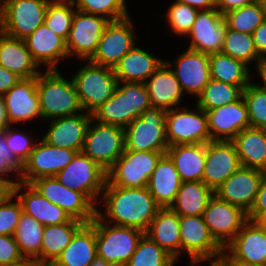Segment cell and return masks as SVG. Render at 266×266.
Instances as JSON below:
<instances>
[{
    "instance_id": "54",
    "label": "cell",
    "mask_w": 266,
    "mask_h": 266,
    "mask_svg": "<svg viewBox=\"0 0 266 266\" xmlns=\"http://www.w3.org/2000/svg\"><path fill=\"white\" fill-rule=\"evenodd\" d=\"M252 35L258 54L266 61V18Z\"/></svg>"
},
{
    "instance_id": "41",
    "label": "cell",
    "mask_w": 266,
    "mask_h": 266,
    "mask_svg": "<svg viewBox=\"0 0 266 266\" xmlns=\"http://www.w3.org/2000/svg\"><path fill=\"white\" fill-rule=\"evenodd\" d=\"M221 52L244 62L246 65L254 60L257 64L256 67H258L265 61L256 50L252 34L229 28L226 29Z\"/></svg>"
},
{
    "instance_id": "33",
    "label": "cell",
    "mask_w": 266,
    "mask_h": 266,
    "mask_svg": "<svg viewBox=\"0 0 266 266\" xmlns=\"http://www.w3.org/2000/svg\"><path fill=\"white\" fill-rule=\"evenodd\" d=\"M165 62L148 51L134 46L113 68L118 82H142L146 80Z\"/></svg>"
},
{
    "instance_id": "66",
    "label": "cell",
    "mask_w": 266,
    "mask_h": 266,
    "mask_svg": "<svg viewBox=\"0 0 266 266\" xmlns=\"http://www.w3.org/2000/svg\"><path fill=\"white\" fill-rule=\"evenodd\" d=\"M261 222L266 226V217Z\"/></svg>"
},
{
    "instance_id": "23",
    "label": "cell",
    "mask_w": 266,
    "mask_h": 266,
    "mask_svg": "<svg viewBox=\"0 0 266 266\" xmlns=\"http://www.w3.org/2000/svg\"><path fill=\"white\" fill-rule=\"evenodd\" d=\"M91 119L92 115L87 112L55 118L42 139L50 145L80 152Z\"/></svg>"
},
{
    "instance_id": "10",
    "label": "cell",
    "mask_w": 266,
    "mask_h": 266,
    "mask_svg": "<svg viewBox=\"0 0 266 266\" xmlns=\"http://www.w3.org/2000/svg\"><path fill=\"white\" fill-rule=\"evenodd\" d=\"M47 8L43 0H5L0 8L2 33L24 40L44 23Z\"/></svg>"
},
{
    "instance_id": "56",
    "label": "cell",
    "mask_w": 266,
    "mask_h": 266,
    "mask_svg": "<svg viewBox=\"0 0 266 266\" xmlns=\"http://www.w3.org/2000/svg\"><path fill=\"white\" fill-rule=\"evenodd\" d=\"M226 248L222 249V252L219 254L218 258L225 264V266H259L249 262H245L235 258L228 250L225 253Z\"/></svg>"
},
{
    "instance_id": "64",
    "label": "cell",
    "mask_w": 266,
    "mask_h": 266,
    "mask_svg": "<svg viewBox=\"0 0 266 266\" xmlns=\"http://www.w3.org/2000/svg\"><path fill=\"white\" fill-rule=\"evenodd\" d=\"M209 266H225V264L217 257Z\"/></svg>"
},
{
    "instance_id": "47",
    "label": "cell",
    "mask_w": 266,
    "mask_h": 266,
    "mask_svg": "<svg viewBox=\"0 0 266 266\" xmlns=\"http://www.w3.org/2000/svg\"><path fill=\"white\" fill-rule=\"evenodd\" d=\"M74 5L49 6L46 11L44 23L56 34L67 40L76 11Z\"/></svg>"
},
{
    "instance_id": "53",
    "label": "cell",
    "mask_w": 266,
    "mask_h": 266,
    "mask_svg": "<svg viewBox=\"0 0 266 266\" xmlns=\"http://www.w3.org/2000/svg\"><path fill=\"white\" fill-rule=\"evenodd\" d=\"M22 78L0 65V96L7 93Z\"/></svg>"
},
{
    "instance_id": "44",
    "label": "cell",
    "mask_w": 266,
    "mask_h": 266,
    "mask_svg": "<svg viewBox=\"0 0 266 266\" xmlns=\"http://www.w3.org/2000/svg\"><path fill=\"white\" fill-rule=\"evenodd\" d=\"M126 0H75L76 10L118 21L129 17Z\"/></svg>"
},
{
    "instance_id": "59",
    "label": "cell",
    "mask_w": 266,
    "mask_h": 266,
    "mask_svg": "<svg viewBox=\"0 0 266 266\" xmlns=\"http://www.w3.org/2000/svg\"><path fill=\"white\" fill-rule=\"evenodd\" d=\"M257 68V73L263 80V85H257L259 88H261L264 92H266V61L261 63Z\"/></svg>"
},
{
    "instance_id": "68",
    "label": "cell",
    "mask_w": 266,
    "mask_h": 266,
    "mask_svg": "<svg viewBox=\"0 0 266 266\" xmlns=\"http://www.w3.org/2000/svg\"><path fill=\"white\" fill-rule=\"evenodd\" d=\"M2 33L1 31V14H0V34Z\"/></svg>"
},
{
    "instance_id": "15",
    "label": "cell",
    "mask_w": 266,
    "mask_h": 266,
    "mask_svg": "<svg viewBox=\"0 0 266 266\" xmlns=\"http://www.w3.org/2000/svg\"><path fill=\"white\" fill-rule=\"evenodd\" d=\"M181 251H186L190 262L198 264L217 258L222 247L211 236L203 216H179Z\"/></svg>"
},
{
    "instance_id": "37",
    "label": "cell",
    "mask_w": 266,
    "mask_h": 266,
    "mask_svg": "<svg viewBox=\"0 0 266 266\" xmlns=\"http://www.w3.org/2000/svg\"><path fill=\"white\" fill-rule=\"evenodd\" d=\"M214 191L202 181L182 182L170 208L179 216H202Z\"/></svg>"
},
{
    "instance_id": "32",
    "label": "cell",
    "mask_w": 266,
    "mask_h": 266,
    "mask_svg": "<svg viewBox=\"0 0 266 266\" xmlns=\"http://www.w3.org/2000/svg\"><path fill=\"white\" fill-rule=\"evenodd\" d=\"M97 257L96 227L84 224L50 266H90Z\"/></svg>"
},
{
    "instance_id": "35",
    "label": "cell",
    "mask_w": 266,
    "mask_h": 266,
    "mask_svg": "<svg viewBox=\"0 0 266 266\" xmlns=\"http://www.w3.org/2000/svg\"><path fill=\"white\" fill-rule=\"evenodd\" d=\"M242 167L266 172V129L248 127L232 140Z\"/></svg>"
},
{
    "instance_id": "20",
    "label": "cell",
    "mask_w": 266,
    "mask_h": 266,
    "mask_svg": "<svg viewBox=\"0 0 266 266\" xmlns=\"http://www.w3.org/2000/svg\"><path fill=\"white\" fill-rule=\"evenodd\" d=\"M226 29L223 15L216 8L198 11L188 34L192 39L188 49L206 54L221 52Z\"/></svg>"
},
{
    "instance_id": "51",
    "label": "cell",
    "mask_w": 266,
    "mask_h": 266,
    "mask_svg": "<svg viewBox=\"0 0 266 266\" xmlns=\"http://www.w3.org/2000/svg\"><path fill=\"white\" fill-rule=\"evenodd\" d=\"M23 259L14 236L0 235V266L17 263Z\"/></svg>"
},
{
    "instance_id": "34",
    "label": "cell",
    "mask_w": 266,
    "mask_h": 266,
    "mask_svg": "<svg viewBox=\"0 0 266 266\" xmlns=\"http://www.w3.org/2000/svg\"><path fill=\"white\" fill-rule=\"evenodd\" d=\"M166 154L173 161L182 182L202 181L206 162V144L169 146Z\"/></svg>"
},
{
    "instance_id": "30",
    "label": "cell",
    "mask_w": 266,
    "mask_h": 266,
    "mask_svg": "<svg viewBox=\"0 0 266 266\" xmlns=\"http://www.w3.org/2000/svg\"><path fill=\"white\" fill-rule=\"evenodd\" d=\"M181 179L173 161L167 154L158 160L147 188L161 208L170 207L176 199Z\"/></svg>"
},
{
    "instance_id": "63",
    "label": "cell",
    "mask_w": 266,
    "mask_h": 266,
    "mask_svg": "<svg viewBox=\"0 0 266 266\" xmlns=\"http://www.w3.org/2000/svg\"><path fill=\"white\" fill-rule=\"evenodd\" d=\"M90 266H113L110 263L106 262L104 259L96 257Z\"/></svg>"
},
{
    "instance_id": "48",
    "label": "cell",
    "mask_w": 266,
    "mask_h": 266,
    "mask_svg": "<svg viewBox=\"0 0 266 266\" xmlns=\"http://www.w3.org/2000/svg\"><path fill=\"white\" fill-rule=\"evenodd\" d=\"M13 198H16V202L12 201ZM22 213L21 203L11 193L0 203V235L13 236Z\"/></svg>"
},
{
    "instance_id": "46",
    "label": "cell",
    "mask_w": 266,
    "mask_h": 266,
    "mask_svg": "<svg viewBox=\"0 0 266 266\" xmlns=\"http://www.w3.org/2000/svg\"><path fill=\"white\" fill-rule=\"evenodd\" d=\"M199 10L175 1L167 11L168 24L176 35L188 36Z\"/></svg>"
},
{
    "instance_id": "16",
    "label": "cell",
    "mask_w": 266,
    "mask_h": 266,
    "mask_svg": "<svg viewBox=\"0 0 266 266\" xmlns=\"http://www.w3.org/2000/svg\"><path fill=\"white\" fill-rule=\"evenodd\" d=\"M75 154L74 150L50 145L42 139L36 142L29 158L23 163L19 181L30 184L41 177L55 176L71 162Z\"/></svg>"
},
{
    "instance_id": "2",
    "label": "cell",
    "mask_w": 266,
    "mask_h": 266,
    "mask_svg": "<svg viewBox=\"0 0 266 266\" xmlns=\"http://www.w3.org/2000/svg\"><path fill=\"white\" fill-rule=\"evenodd\" d=\"M149 106L150 97L145 83L118 82L113 95L92 114V118L102 124L125 128Z\"/></svg>"
},
{
    "instance_id": "11",
    "label": "cell",
    "mask_w": 266,
    "mask_h": 266,
    "mask_svg": "<svg viewBox=\"0 0 266 266\" xmlns=\"http://www.w3.org/2000/svg\"><path fill=\"white\" fill-rule=\"evenodd\" d=\"M182 111L177 107L166 111V137L169 146L184 144H207L212 141L206 112L196 105Z\"/></svg>"
},
{
    "instance_id": "14",
    "label": "cell",
    "mask_w": 266,
    "mask_h": 266,
    "mask_svg": "<svg viewBox=\"0 0 266 266\" xmlns=\"http://www.w3.org/2000/svg\"><path fill=\"white\" fill-rule=\"evenodd\" d=\"M110 20L100 15L75 11L66 40L68 55L90 60L96 53L100 38Z\"/></svg>"
},
{
    "instance_id": "1",
    "label": "cell",
    "mask_w": 266,
    "mask_h": 266,
    "mask_svg": "<svg viewBox=\"0 0 266 266\" xmlns=\"http://www.w3.org/2000/svg\"><path fill=\"white\" fill-rule=\"evenodd\" d=\"M102 196L104 213L97 209L96 215L109 225L134 227L144 233L161 208L147 187L123 188L105 183Z\"/></svg>"
},
{
    "instance_id": "52",
    "label": "cell",
    "mask_w": 266,
    "mask_h": 266,
    "mask_svg": "<svg viewBox=\"0 0 266 266\" xmlns=\"http://www.w3.org/2000/svg\"><path fill=\"white\" fill-rule=\"evenodd\" d=\"M247 217L251 221H262L266 217V172L263 174L255 202Z\"/></svg>"
},
{
    "instance_id": "67",
    "label": "cell",
    "mask_w": 266,
    "mask_h": 266,
    "mask_svg": "<svg viewBox=\"0 0 266 266\" xmlns=\"http://www.w3.org/2000/svg\"><path fill=\"white\" fill-rule=\"evenodd\" d=\"M5 0H0V8H1V6L3 5V2H4Z\"/></svg>"
},
{
    "instance_id": "65",
    "label": "cell",
    "mask_w": 266,
    "mask_h": 266,
    "mask_svg": "<svg viewBox=\"0 0 266 266\" xmlns=\"http://www.w3.org/2000/svg\"><path fill=\"white\" fill-rule=\"evenodd\" d=\"M257 1L260 3L264 16L266 18V0H257Z\"/></svg>"
},
{
    "instance_id": "19",
    "label": "cell",
    "mask_w": 266,
    "mask_h": 266,
    "mask_svg": "<svg viewBox=\"0 0 266 266\" xmlns=\"http://www.w3.org/2000/svg\"><path fill=\"white\" fill-rule=\"evenodd\" d=\"M264 171L240 167L214 194L223 201L242 208L248 213L256 199Z\"/></svg>"
},
{
    "instance_id": "8",
    "label": "cell",
    "mask_w": 266,
    "mask_h": 266,
    "mask_svg": "<svg viewBox=\"0 0 266 266\" xmlns=\"http://www.w3.org/2000/svg\"><path fill=\"white\" fill-rule=\"evenodd\" d=\"M93 122L92 118L87 128L82 152L107 172L125 151L124 128L98 121L93 124Z\"/></svg>"
},
{
    "instance_id": "62",
    "label": "cell",
    "mask_w": 266,
    "mask_h": 266,
    "mask_svg": "<svg viewBox=\"0 0 266 266\" xmlns=\"http://www.w3.org/2000/svg\"><path fill=\"white\" fill-rule=\"evenodd\" d=\"M3 266H40L35 260L24 258L23 260Z\"/></svg>"
},
{
    "instance_id": "24",
    "label": "cell",
    "mask_w": 266,
    "mask_h": 266,
    "mask_svg": "<svg viewBox=\"0 0 266 266\" xmlns=\"http://www.w3.org/2000/svg\"><path fill=\"white\" fill-rule=\"evenodd\" d=\"M225 248L239 260L266 266V226L248 220Z\"/></svg>"
},
{
    "instance_id": "4",
    "label": "cell",
    "mask_w": 266,
    "mask_h": 266,
    "mask_svg": "<svg viewBox=\"0 0 266 266\" xmlns=\"http://www.w3.org/2000/svg\"><path fill=\"white\" fill-rule=\"evenodd\" d=\"M91 223L96 227L97 257L113 266H125L145 234L134 227L118 225L111 227L97 215Z\"/></svg>"
},
{
    "instance_id": "42",
    "label": "cell",
    "mask_w": 266,
    "mask_h": 266,
    "mask_svg": "<svg viewBox=\"0 0 266 266\" xmlns=\"http://www.w3.org/2000/svg\"><path fill=\"white\" fill-rule=\"evenodd\" d=\"M175 261L170 254L144 234L125 266H174Z\"/></svg>"
},
{
    "instance_id": "50",
    "label": "cell",
    "mask_w": 266,
    "mask_h": 266,
    "mask_svg": "<svg viewBox=\"0 0 266 266\" xmlns=\"http://www.w3.org/2000/svg\"><path fill=\"white\" fill-rule=\"evenodd\" d=\"M6 127V143L14 156L23 164L30 156L36 143L32 142L26 133Z\"/></svg>"
},
{
    "instance_id": "6",
    "label": "cell",
    "mask_w": 266,
    "mask_h": 266,
    "mask_svg": "<svg viewBox=\"0 0 266 266\" xmlns=\"http://www.w3.org/2000/svg\"><path fill=\"white\" fill-rule=\"evenodd\" d=\"M72 79L82 109L91 115L113 95L118 86L113 68L94 64L90 60Z\"/></svg>"
},
{
    "instance_id": "7",
    "label": "cell",
    "mask_w": 266,
    "mask_h": 266,
    "mask_svg": "<svg viewBox=\"0 0 266 266\" xmlns=\"http://www.w3.org/2000/svg\"><path fill=\"white\" fill-rule=\"evenodd\" d=\"M162 152L125 150L107 171V183L123 188H143L155 170Z\"/></svg>"
},
{
    "instance_id": "3",
    "label": "cell",
    "mask_w": 266,
    "mask_h": 266,
    "mask_svg": "<svg viewBox=\"0 0 266 266\" xmlns=\"http://www.w3.org/2000/svg\"><path fill=\"white\" fill-rule=\"evenodd\" d=\"M58 69L37 76V93L42 118L55 119L82 112L73 79H64Z\"/></svg>"
},
{
    "instance_id": "18",
    "label": "cell",
    "mask_w": 266,
    "mask_h": 266,
    "mask_svg": "<svg viewBox=\"0 0 266 266\" xmlns=\"http://www.w3.org/2000/svg\"><path fill=\"white\" fill-rule=\"evenodd\" d=\"M241 166L232 141L212 140L206 144V162L202 182L214 192Z\"/></svg>"
},
{
    "instance_id": "9",
    "label": "cell",
    "mask_w": 266,
    "mask_h": 266,
    "mask_svg": "<svg viewBox=\"0 0 266 266\" xmlns=\"http://www.w3.org/2000/svg\"><path fill=\"white\" fill-rule=\"evenodd\" d=\"M65 187L84 193L95 205L107 181V172L82 151L76 152L71 162L55 175Z\"/></svg>"
},
{
    "instance_id": "27",
    "label": "cell",
    "mask_w": 266,
    "mask_h": 266,
    "mask_svg": "<svg viewBox=\"0 0 266 266\" xmlns=\"http://www.w3.org/2000/svg\"><path fill=\"white\" fill-rule=\"evenodd\" d=\"M24 40L33 59L38 65H47L48 70L57 69L60 59L69 57L66 40L45 23Z\"/></svg>"
},
{
    "instance_id": "60",
    "label": "cell",
    "mask_w": 266,
    "mask_h": 266,
    "mask_svg": "<svg viewBox=\"0 0 266 266\" xmlns=\"http://www.w3.org/2000/svg\"><path fill=\"white\" fill-rule=\"evenodd\" d=\"M12 193V188L4 181H0V203Z\"/></svg>"
},
{
    "instance_id": "58",
    "label": "cell",
    "mask_w": 266,
    "mask_h": 266,
    "mask_svg": "<svg viewBox=\"0 0 266 266\" xmlns=\"http://www.w3.org/2000/svg\"><path fill=\"white\" fill-rule=\"evenodd\" d=\"M9 126L5 102L3 96H0V130H4Z\"/></svg>"
},
{
    "instance_id": "36",
    "label": "cell",
    "mask_w": 266,
    "mask_h": 266,
    "mask_svg": "<svg viewBox=\"0 0 266 266\" xmlns=\"http://www.w3.org/2000/svg\"><path fill=\"white\" fill-rule=\"evenodd\" d=\"M83 225L81 221L72 218L64 224L45 226L40 250V266H50Z\"/></svg>"
},
{
    "instance_id": "43",
    "label": "cell",
    "mask_w": 266,
    "mask_h": 266,
    "mask_svg": "<svg viewBox=\"0 0 266 266\" xmlns=\"http://www.w3.org/2000/svg\"><path fill=\"white\" fill-rule=\"evenodd\" d=\"M226 27L238 32L253 34L255 29L265 19L263 10L258 1L253 4L230 10L223 14Z\"/></svg>"
},
{
    "instance_id": "40",
    "label": "cell",
    "mask_w": 266,
    "mask_h": 266,
    "mask_svg": "<svg viewBox=\"0 0 266 266\" xmlns=\"http://www.w3.org/2000/svg\"><path fill=\"white\" fill-rule=\"evenodd\" d=\"M243 89L239 86L210 79L201 94L197 97V106L204 111L233 103L242 98Z\"/></svg>"
},
{
    "instance_id": "26",
    "label": "cell",
    "mask_w": 266,
    "mask_h": 266,
    "mask_svg": "<svg viewBox=\"0 0 266 266\" xmlns=\"http://www.w3.org/2000/svg\"><path fill=\"white\" fill-rule=\"evenodd\" d=\"M27 189L24 193H19L22 189ZM12 193L22 206V211L33 217L44 227L50 225L64 224L72 218L59 206L44 198L36 189L28 183L18 182Z\"/></svg>"
},
{
    "instance_id": "13",
    "label": "cell",
    "mask_w": 266,
    "mask_h": 266,
    "mask_svg": "<svg viewBox=\"0 0 266 266\" xmlns=\"http://www.w3.org/2000/svg\"><path fill=\"white\" fill-rule=\"evenodd\" d=\"M203 219L214 240L225 248L248 221L247 213L240 207L220 200L214 195L203 212Z\"/></svg>"
},
{
    "instance_id": "49",
    "label": "cell",
    "mask_w": 266,
    "mask_h": 266,
    "mask_svg": "<svg viewBox=\"0 0 266 266\" xmlns=\"http://www.w3.org/2000/svg\"><path fill=\"white\" fill-rule=\"evenodd\" d=\"M22 168L23 164L14 156L6 143V128L0 130V181L6 182L11 188H13L19 182ZM11 172H16L18 181L4 178V175Z\"/></svg>"
},
{
    "instance_id": "5",
    "label": "cell",
    "mask_w": 266,
    "mask_h": 266,
    "mask_svg": "<svg viewBox=\"0 0 266 266\" xmlns=\"http://www.w3.org/2000/svg\"><path fill=\"white\" fill-rule=\"evenodd\" d=\"M166 111L149 106L134 119L125 132V150L153 151L166 154L169 143L166 137Z\"/></svg>"
},
{
    "instance_id": "45",
    "label": "cell",
    "mask_w": 266,
    "mask_h": 266,
    "mask_svg": "<svg viewBox=\"0 0 266 266\" xmlns=\"http://www.w3.org/2000/svg\"><path fill=\"white\" fill-rule=\"evenodd\" d=\"M248 110L250 127L266 129V92L250 83L242 95Z\"/></svg>"
},
{
    "instance_id": "55",
    "label": "cell",
    "mask_w": 266,
    "mask_h": 266,
    "mask_svg": "<svg viewBox=\"0 0 266 266\" xmlns=\"http://www.w3.org/2000/svg\"><path fill=\"white\" fill-rule=\"evenodd\" d=\"M257 0H216V9L223 15L230 10L253 4Z\"/></svg>"
},
{
    "instance_id": "28",
    "label": "cell",
    "mask_w": 266,
    "mask_h": 266,
    "mask_svg": "<svg viewBox=\"0 0 266 266\" xmlns=\"http://www.w3.org/2000/svg\"><path fill=\"white\" fill-rule=\"evenodd\" d=\"M172 64L165 61L145 82L151 106L165 111L177 108L183 95L181 85L170 68Z\"/></svg>"
},
{
    "instance_id": "61",
    "label": "cell",
    "mask_w": 266,
    "mask_h": 266,
    "mask_svg": "<svg viewBox=\"0 0 266 266\" xmlns=\"http://www.w3.org/2000/svg\"><path fill=\"white\" fill-rule=\"evenodd\" d=\"M49 6H67L75 5V0H43Z\"/></svg>"
},
{
    "instance_id": "39",
    "label": "cell",
    "mask_w": 266,
    "mask_h": 266,
    "mask_svg": "<svg viewBox=\"0 0 266 266\" xmlns=\"http://www.w3.org/2000/svg\"><path fill=\"white\" fill-rule=\"evenodd\" d=\"M43 230L41 223L23 212L13 235L22 256L35 260L39 265Z\"/></svg>"
},
{
    "instance_id": "12",
    "label": "cell",
    "mask_w": 266,
    "mask_h": 266,
    "mask_svg": "<svg viewBox=\"0 0 266 266\" xmlns=\"http://www.w3.org/2000/svg\"><path fill=\"white\" fill-rule=\"evenodd\" d=\"M38 193L84 224L96 217V205L84 194L62 185L55 176L41 177L30 183Z\"/></svg>"
},
{
    "instance_id": "22",
    "label": "cell",
    "mask_w": 266,
    "mask_h": 266,
    "mask_svg": "<svg viewBox=\"0 0 266 266\" xmlns=\"http://www.w3.org/2000/svg\"><path fill=\"white\" fill-rule=\"evenodd\" d=\"M8 123L24 122L42 118L37 93V77L21 79L3 95Z\"/></svg>"
},
{
    "instance_id": "21",
    "label": "cell",
    "mask_w": 266,
    "mask_h": 266,
    "mask_svg": "<svg viewBox=\"0 0 266 266\" xmlns=\"http://www.w3.org/2000/svg\"><path fill=\"white\" fill-rule=\"evenodd\" d=\"M205 112L212 140L232 141L240 131L250 127L248 110L243 97L233 103Z\"/></svg>"
},
{
    "instance_id": "29",
    "label": "cell",
    "mask_w": 266,
    "mask_h": 266,
    "mask_svg": "<svg viewBox=\"0 0 266 266\" xmlns=\"http://www.w3.org/2000/svg\"><path fill=\"white\" fill-rule=\"evenodd\" d=\"M0 65L22 79L37 77L40 67L29 52L25 40L0 34Z\"/></svg>"
},
{
    "instance_id": "25",
    "label": "cell",
    "mask_w": 266,
    "mask_h": 266,
    "mask_svg": "<svg viewBox=\"0 0 266 266\" xmlns=\"http://www.w3.org/2000/svg\"><path fill=\"white\" fill-rule=\"evenodd\" d=\"M175 62L172 71L183 92L198 97L210 80L209 54L187 49Z\"/></svg>"
},
{
    "instance_id": "57",
    "label": "cell",
    "mask_w": 266,
    "mask_h": 266,
    "mask_svg": "<svg viewBox=\"0 0 266 266\" xmlns=\"http://www.w3.org/2000/svg\"><path fill=\"white\" fill-rule=\"evenodd\" d=\"M197 10H210L216 7V0H177ZM201 8V9H200Z\"/></svg>"
},
{
    "instance_id": "38",
    "label": "cell",
    "mask_w": 266,
    "mask_h": 266,
    "mask_svg": "<svg viewBox=\"0 0 266 266\" xmlns=\"http://www.w3.org/2000/svg\"><path fill=\"white\" fill-rule=\"evenodd\" d=\"M210 79L242 89L252 81L248 65L222 52L209 54Z\"/></svg>"
},
{
    "instance_id": "31",
    "label": "cell",
    "mask_w": 266,
    "mask_h": 266,
    "mask_svg": "<svg viewBox=\"0 0 266 266\" xmlns=\"http://www.w3.org/2000/svg\"><path fill=\"white\" fill-rule=\"evenodd\" d=\"M145 234L175 260L181 254L179 215L170 207L158 210Z\"/></svg>"
},
{
    "instance_id": "17",
    "label": "cell",
    "mask_w": 266,
    "mask_h": 266,
    "mask_svg": "<svg viewBox=\"0 0 266 266\" xmlns=\"http://www.w3.org/2000/svg\"><path fill=\"white\" fill-rule=\"evenodd\" d=\"M132 25L130 17L110 21L100 38L97 51L90 61L97 65L114 68L136 44Z\"/></svg>"
}]
</instances>
